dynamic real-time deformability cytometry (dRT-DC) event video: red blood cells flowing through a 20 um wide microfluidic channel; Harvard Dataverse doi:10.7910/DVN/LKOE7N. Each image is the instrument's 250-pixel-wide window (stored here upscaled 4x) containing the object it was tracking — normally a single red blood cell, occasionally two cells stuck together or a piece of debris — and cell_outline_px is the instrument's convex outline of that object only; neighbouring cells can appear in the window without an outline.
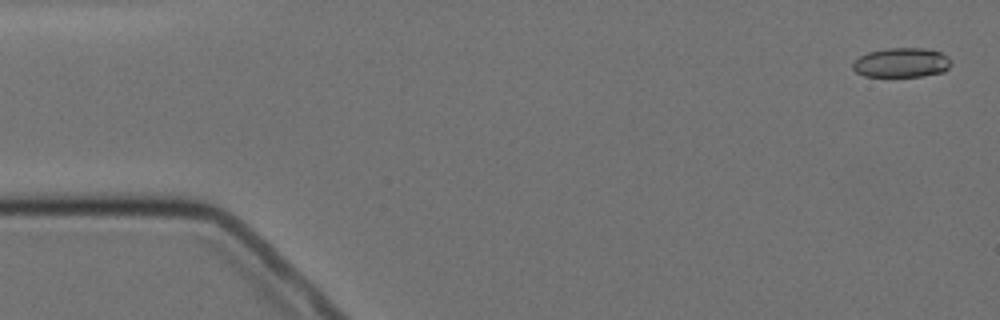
{"species": "Egyptian fruit bat (a non-hibernating species)", "species_latin": "Rousettus aegyptiacus", "temperature_condition": "cold", "stored_images_in_passage": 5, "camera_frame_rate_fps": 3000, "um_per_image_px": 0.085, "animal": {"sex": "female"}, "frame": {"image": 1, "passage_image": 1, "time_ms": 0.0, "image_size_px": [1000, 320], "cell_outline_px": [[952, 64], [944, 72], [924, 76], [864, 76], [856, 72], [852, 68], [852, 64], [860, 56], [868, 52], [888, 48], [924, 48], [940, 52], [948, 56], [952, 60]], "centroid_in_image_um": [76.66, 5.32], "position_along_channel_um": 8.3, "area_um2": 16.99}}
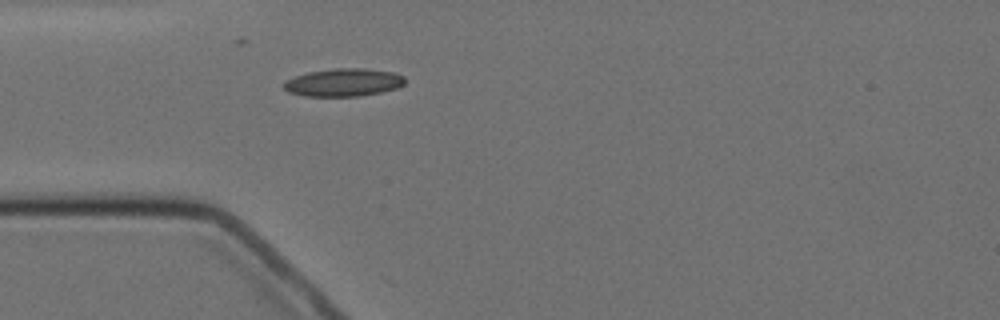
{"frame": {"image": 2, "passage_image": 5, "time_ms": 4.667, "image_size_px": [1000, 320], "cell_outline_px": [[404, 84], [396, 88], [380, 92], [360, 96], [304, 96], [288, 92], [280, 84], [284, 80], [308, 72], [336, 68], [364, 68], [392, 72], [404, 76]], "centroid_in_image_um": [29.15, 7.01], "position_along_channel_um": 55.9, "area_um2": 19.71}}